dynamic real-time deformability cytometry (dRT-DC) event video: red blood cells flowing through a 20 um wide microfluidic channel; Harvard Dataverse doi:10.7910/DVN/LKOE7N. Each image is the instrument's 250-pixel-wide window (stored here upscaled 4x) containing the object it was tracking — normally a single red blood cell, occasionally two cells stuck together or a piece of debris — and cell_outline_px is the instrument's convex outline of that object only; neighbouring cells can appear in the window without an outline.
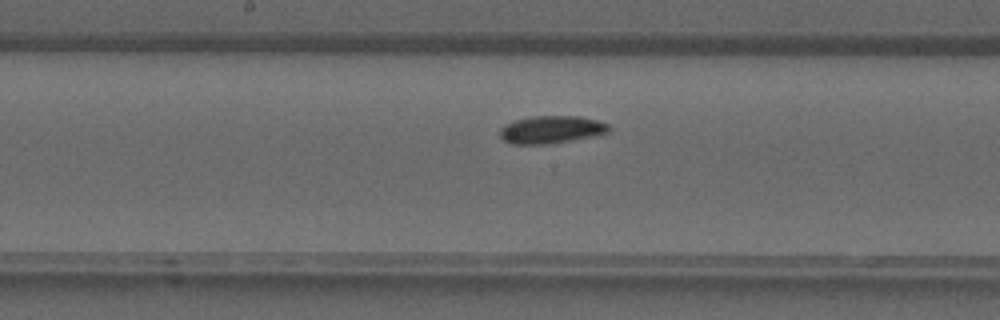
{"species": "common noctule bat (a hibernating species)", "species_latin": "Nyctalus noctula", "temperature_condition": "warm", "stored_images_in_passage": 32, "camera_frame_rate_fps": 3000, "um_per_image_px": 0.085, "animal": {"sex": "male", "forearm_length_mm": 52.5}, "frame": {"image": 1, "passage_image": 17, "time_ms": 5.333, "image_size_px": [1000, 320], "cell_outline_px": [[612, 128], [608, 132], [548, 144], [512, 144], [504, 140], [500, 136], [500, 128], [516, 120], [532, 116], [580, 116], [600, 120], [608, 124]], "centroid_in_image_um": [46.87, 11.0], "position_along_channel_um": 201.3, "area_um2": 17.28}}
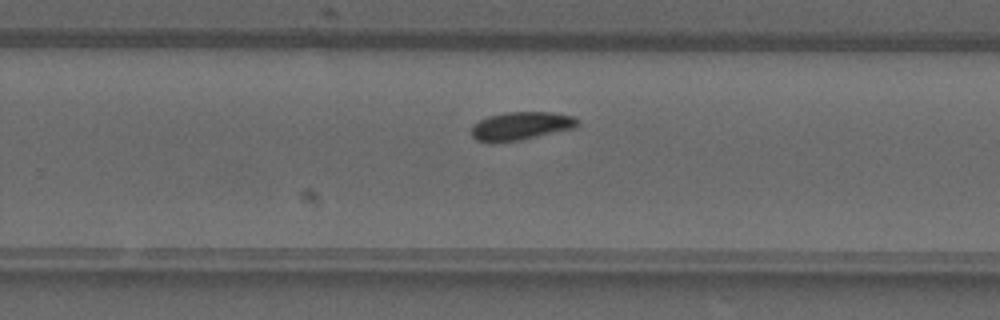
{"frame": {"image": 2, "passage_image": 22, "time_ms": 7.0, "image_size_px": [1000, 320], "cell_outline_px": [[580, 124], [576, 128], [520, 140], [492, 144], [488, 144], [476, 140], [472, 136], [472, 124], [488, 116], [508, 112], [552, 112], [572, 116]], "centroid_in_image_um": [44.24, 10.73], "position_along_channel_um": 285.6, "area_um2": 17.69}}
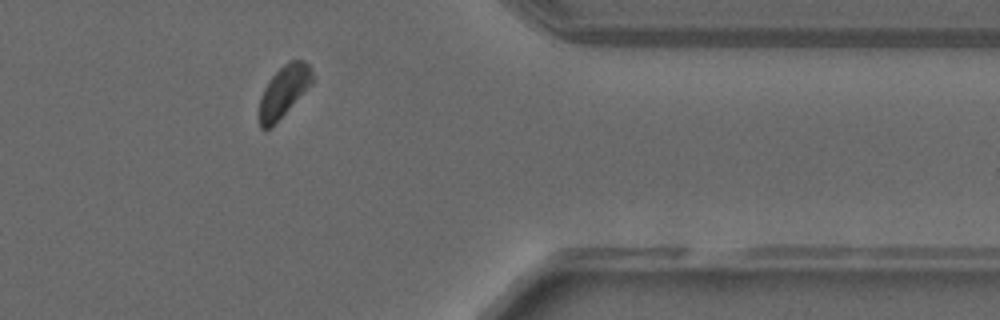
{"frame": {"image": 3, "passage_image": 29, "time_ms": 9.333, "image_size_px": [1000, 320], "cell_outline_px": [[316, 80], [268, 128], [260, 128], [260, 96], [268, 80], [284, 64], [292, 60], [304, 60], [312, 68]], "centroid_in_image_um": [24.17, 7.67], "position_along_channel_um": 387.2, "area_um2": 15.43}}